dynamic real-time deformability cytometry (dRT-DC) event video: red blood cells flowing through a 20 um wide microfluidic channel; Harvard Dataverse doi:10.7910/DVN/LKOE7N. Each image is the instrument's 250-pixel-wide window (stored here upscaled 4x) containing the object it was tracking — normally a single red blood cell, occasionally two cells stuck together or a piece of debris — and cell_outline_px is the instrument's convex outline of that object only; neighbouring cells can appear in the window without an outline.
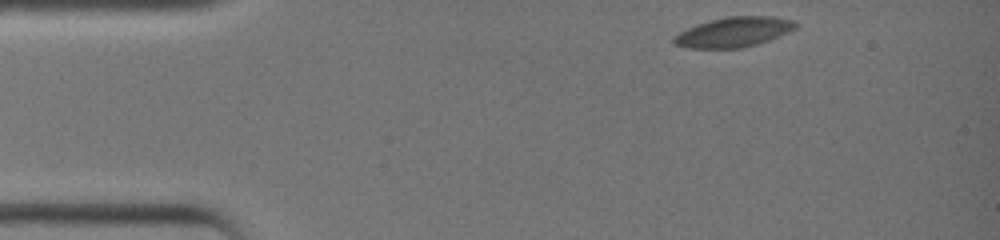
{"species": "common noctule bat (a hibernating species)", "species_latin": "Nyctalus noctula", "temperature_condition": "warm", "stored_images_in_passage": 8, "camera_frame_rate_fps": 3000, "um_per_image_px": 0.085, "animal": {"sex": "female", "body_mass_g": 19.0, "forearm_length_mm": 51.5}, "frame": {"image": 1, "passage_image": 1, "time_ms": 0.0, "image_size_px": [1000, 240], "cell_outline_px": [[796, 28], [788, 32], [768, 40], [756, 44], [740, 48], [688, 48], [672, 44], [672, 36], [688, 28], [712, 20], [728, 16], [772, 16], [796, 20]], "centroid_in_image_um": [62.36, 2.73], "position_along_channel_um": 22.6, "area_um2": 21.1}}